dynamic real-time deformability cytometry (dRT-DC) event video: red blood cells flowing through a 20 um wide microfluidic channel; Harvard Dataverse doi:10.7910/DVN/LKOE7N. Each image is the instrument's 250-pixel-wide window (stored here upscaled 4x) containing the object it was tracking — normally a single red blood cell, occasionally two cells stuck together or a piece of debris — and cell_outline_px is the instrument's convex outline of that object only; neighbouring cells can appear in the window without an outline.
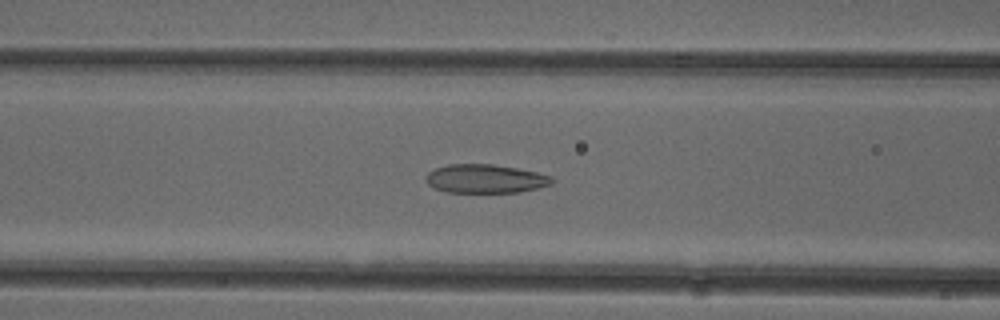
{"species": "common noctule bat (a hibernating species)", "species_latin": "Nyctalus noctula", "temperature_condition": "cold", "stored_images_in_passage": 52, "camera_frame_rate_fps": 3000, "um_per_image_px": 0.085, "animal": {"sex": "female"}, "frame": {"image": 1, "passage_image": 21, "time_ms": 6.667, "image_size_px": [1000, 320], "cell_outline_px": [[556, 180], [552, 184], [520, 192], [448, 192], [436, 188], [428, 184], [424, 176], [428, 172], [436, 168], [448, 164], [492, 164], [516, 168], [536, 172], [552, 176]], "centroid_in_image_um": [41.27, 15.19], "position_along_channel_um": 125.3, "area_um2": 21.04}}
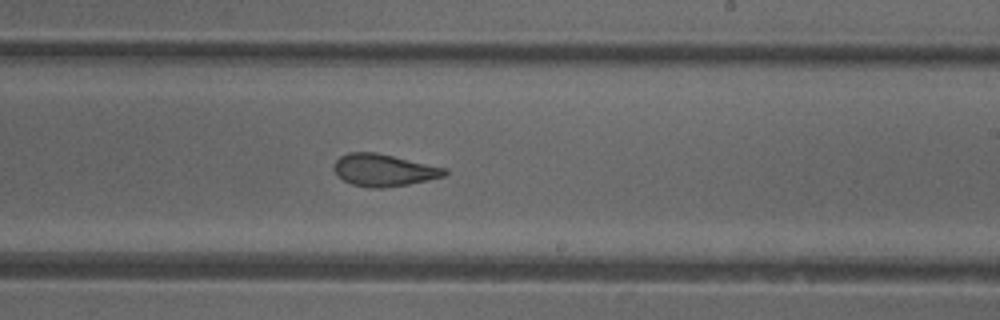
{"frame": {"image": 2, "passage_image": 31, "time_ms": 10.0, "image_size_px": [1000, 320], "cell_outline_px": [[448, 172], [444, 176], [428, 180], [408, 184], [380, 188], [368, 188], [352, 184], [344, 180], [332, 168], [336, 160], [340, 156], [348, 152], [376, 152], [448, 168]], "centroid_in_image_um": [32.63, 14.45], "position_along_channel_um": 256.4, "area_um2": 20.75}}
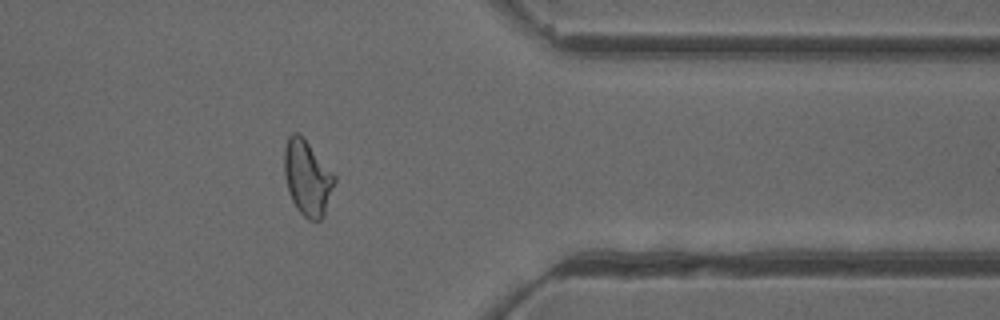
{"frame": {"image": 3, "passage_image": 42, "time_ms": 13.667, "image_size_px": [1000, 320], "cell_outline_px": [[336, 180], [324, 212], [320, 220], [308, 220], [296, 208], [288, 192], [284, 172], [284, 148], [288, 136], [292, 132], [300, 132], [304, 136], [336, 176]], "centroid_in_image_um": [26.1, 15.05], "position_along_channel_um": 385.3, "area_um2": 22.14}, "authors_computed_cell_mechanics": {"area_um2": 22.3108, "velocity_mm_per_s": 3.93, "shape_relaxation_time_tau1_ms": null, "shape_relaxation_time_tau2_ms": 1.8103, "deformation_change_tau1": null, "deformation_change_tau2": 0.0794}}